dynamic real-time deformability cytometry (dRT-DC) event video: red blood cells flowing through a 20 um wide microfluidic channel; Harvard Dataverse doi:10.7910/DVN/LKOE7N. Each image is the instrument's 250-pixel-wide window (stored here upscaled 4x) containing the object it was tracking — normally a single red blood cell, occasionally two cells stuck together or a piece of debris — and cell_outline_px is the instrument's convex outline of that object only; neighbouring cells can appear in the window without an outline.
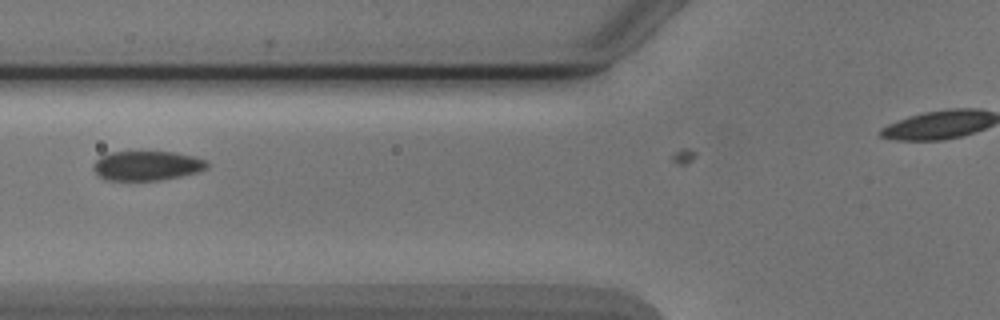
{"species": "Egyptian fruit bat (a non-hibernating species)", "species_latin": "Rousettus aegyptiacus", "temperature_condition": "cold", "stored_images_in_passage": 6, "camera_frame_rate_fps": 3000, "um_per_image_px": 0.085, "animal": {"sex": "male"}, "frame": {"image": 1, "passage_image": 5, "time_ms": 4.667, "image_size_px": [1000, 320], "cell_outline_px": [[212, 164], [208, 168], [196, 172], [180, 176], [160, 180], [104, 180], [92, 168], [92, 164], [100, 156], [112, 152], [176, 152], [196, 156]], "centroid_in_image_um": [12.51, 14.08], "position_along_channel_um": 113.3, "area_um2": 19.65}}